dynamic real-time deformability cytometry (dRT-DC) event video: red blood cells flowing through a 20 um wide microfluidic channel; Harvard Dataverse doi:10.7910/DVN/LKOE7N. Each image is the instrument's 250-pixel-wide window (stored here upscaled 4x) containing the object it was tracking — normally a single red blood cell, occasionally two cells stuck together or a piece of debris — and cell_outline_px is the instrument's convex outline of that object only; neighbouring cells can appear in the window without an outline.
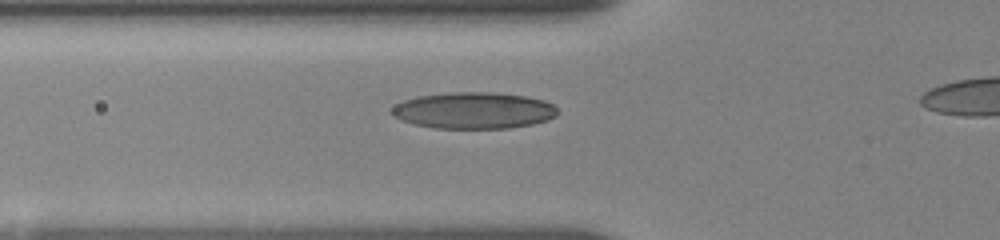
{"species": "human", "species_latin": "Homo sapiens", "temperature_condition": "room temperature", "stored_images_in_passage": 25, "camera_frame_rate_fps": 3000, "um_per_image_px": 0.085, "donor": {"sex": "female"}, "frame": {"image": 1, "passage_image": 3, "time_ms": 1.333, "image_size_px": [1000, 240], "cell_outline_px": [[560, 112], [556, 116], [548, 120], [532, 124], [508, 128], [432, 128], [400, 120], [392, 116], [392, 108], [396, 104], [404, 100], [420, 96], [452, 92], [492, 92], [524, 96], [544, 100], [552, 104]], "centroid_in_image_um": [40.28, 9.39], "position_along_channel_um": 85.5, "area_um2": 35.2}}
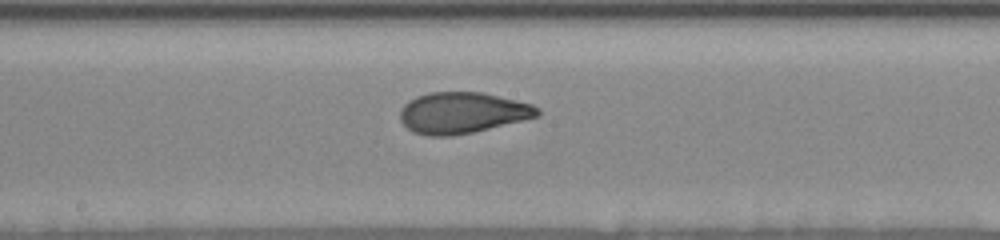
{"frame": {"image": 2, "passage_image": 8, "time_ms": 4.667, "image_size_px": [1000, 240], "cell_outline_px": [[540, 116], [524, 120], [472, 132], [452, 136], [428, 136], [412, 132], [400, 120], [400, 108], [408, 100], [416, 96], [428, 92], [480, 92], [532, 104], [540, 108]], "centroid_in_image_um": [39.27, 9.59], "position_along_channel_um": 208.9, "area_um2": 33.0}}
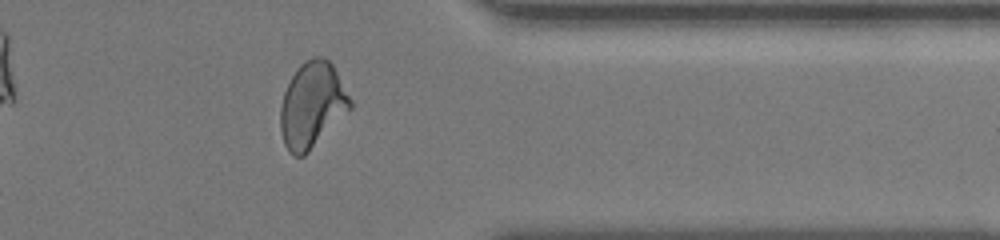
{"frame": {"image": 3, "passage_image": 21, "time_ms": 9.667, "image_size_px": [1000, 240], "cell_outline_px": [[352, 108], [304, 156], [292, 156], [288, 152], [284, 144], [280, 128], [280, 108], [284, 92], [292, 76], [300, 64], [304, 60], [316, 56], [320, 56], [328, 60], [332, 64], [352, 100]], "centroid_in_image_um": [26.52, 8.94], "position_along_channel_um": 384.9, "area_um2": 34.74}}